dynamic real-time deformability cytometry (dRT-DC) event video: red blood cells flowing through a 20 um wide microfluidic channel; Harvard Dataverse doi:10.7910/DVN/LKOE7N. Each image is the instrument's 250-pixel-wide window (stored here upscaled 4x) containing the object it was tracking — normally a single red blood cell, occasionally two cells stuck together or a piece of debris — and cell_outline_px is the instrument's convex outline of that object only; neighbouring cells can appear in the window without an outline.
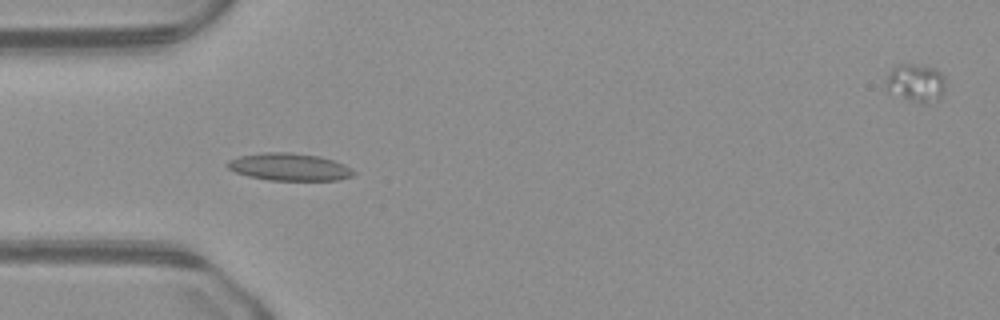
{"species": "common noctule bat (a hibernating species)", "species_latin": "Nyctalus noctula", "temperature_condition": "warm", "stored_images_in_passage": 40, "camera_frame_rate_fps": 3000, "um_per_image_px": 0.085, "animal": {"sex": "male", "body_mass_g": 23.1, "forearm_length_mm": 52.7}, "frame": {"image": 1, "passage_image": 6, "time_ms": 1.667, "image_size_px": [1000, 320], "cell_outline_px": [[356, 172], [352, 176], [340, 180], [268, 180], [248, 176], [236, 172], [228, 168], [224, 164], [228, 160], [240, 156], [260, 152], [292, 152], [320, 156], [344, 164], [352, 168]], "centroid_in_image_um": [24.59, 14.18], "position_along_channel_um": 60.4, "area_um2": 20.35}}
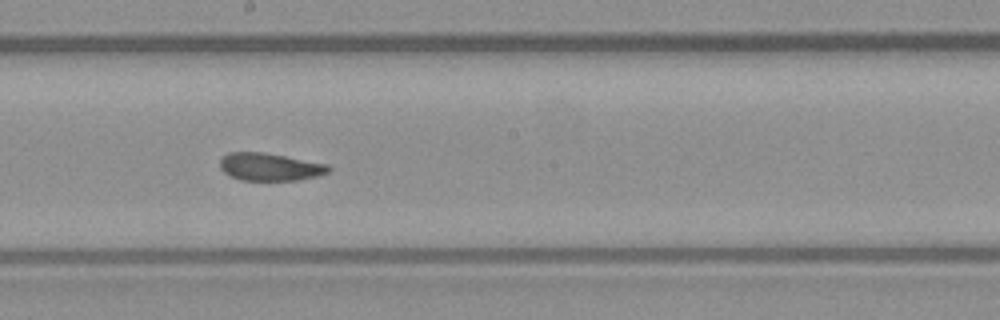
{"frame": {"image": 2, "passage_image": 18, "time_ms": 5.667, "image_size_px": [1000, 320], "cell_outline_px": [[332, 168], [328, 172], [316, 176], [296, 180], [240, 180], [224, 172], [220, 168], [220, 160], [228, 152], [264, 152], [328, 164]], "centroid_in_image_um": [22.94, 14.18], "position_along_channel_um": 225.3, "area_um2": 17.4}}
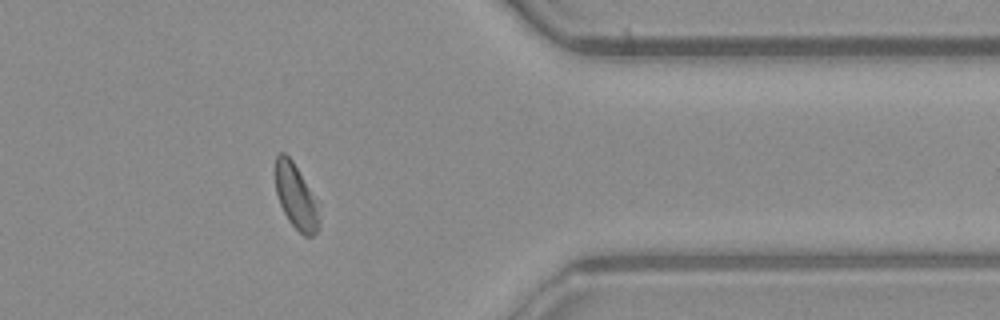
{"frame": {"image": 3, "passage_image": 31, "time_ms": 10.0, "image_size_px": [1000, 320], "cell_outline_px": [[320, 228], [312, 236], [304, 236], [288, 220], [280, 204], [276, 192], [276, 156], [280, 152], [284, 152], [292, 160], [312, 200], [320, 220]], "centroid_in_image_um": [25.1, 16.76], "position_along_channel_um": 386.3, "area_um2": 15.37}}